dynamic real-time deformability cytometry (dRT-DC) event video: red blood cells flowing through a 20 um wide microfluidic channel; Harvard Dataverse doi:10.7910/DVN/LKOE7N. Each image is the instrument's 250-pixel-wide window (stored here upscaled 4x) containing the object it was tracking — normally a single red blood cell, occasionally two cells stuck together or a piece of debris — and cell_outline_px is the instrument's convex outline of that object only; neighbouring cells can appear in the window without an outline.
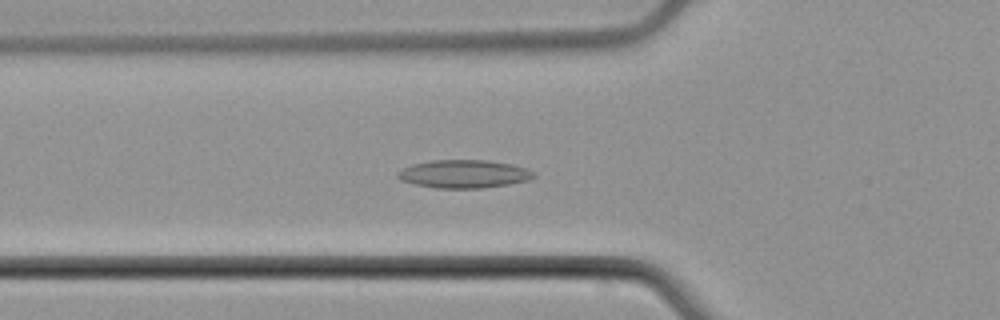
{"species": "common noctule bat (a hibernating species)", "species_latin": "Nyctalus noctula", "temperature_condition": "cold", "stored_images_in_passage": 43, "camera_frame_rate_fps": 3000, "um_per_image_px": 0.085, "animal": {"sex": "male", "body_mass_g": 21.5, "forearm_length_mm": 52.0}, "frame": {"image": 1, "passage_image": 15, "time_ms": 4.667, "image_size_px": [1000, 320], "cell_outline_px": [[536, 176], [528, 180], [508, 184], [480, 188], [436, 188], [416, 184], [400, 180], [396, 176], [396, 172], [412, 164], [432, 160], [488, 160], [512, 164], [536, 172]], "centroid_in_image_um": [39.42, 14.78], "position_along_channel_um": 86.4, "area_um2": 22.25}}
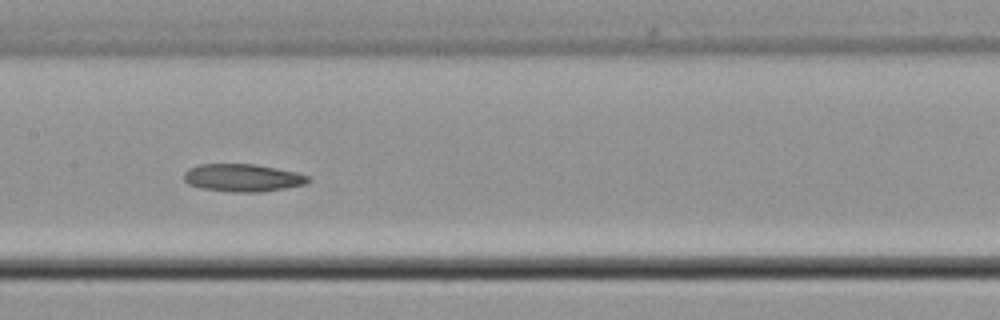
{"frame": {"image": 2, "passage_image": 23, "time_ms": 7.333, "image_size_px": [1000, 320], "cell_outline_px": [[312, 180], [304, 184], [284, 188], [260, 192], [232, 192], [200, 188], [188, 184], [184, 180], [184, 172], [188, 168], [200, 164], [252, 164], [276, 168], [296, 172], [312, 176]], "centroid_in_image_um": [20.63, 15.11], "position_along_channel_um": 186.8, "area_um2": 20.11}}
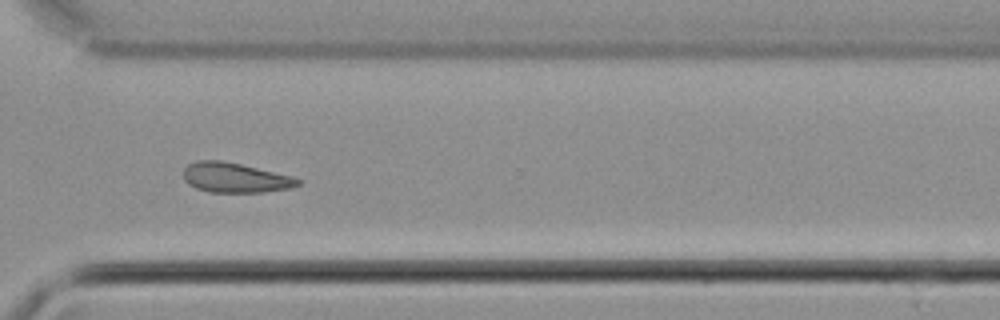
{"frame": {"image": 3, "passage_image": 36, "time_ms": 11.667, "image_size_px": [1000, 320], "cell_outline_px": [[300, 184], [288, 188], [264, 192], [208, 192], [196, 188], [188, 184], [184, 180], [184, 168], [188, 164], [196, 160], [220, 160], [240, 164], [292, 176], [300, 180]], "centroid_in_image_um": [19.94, 15.1], "position_along_channel_um": 350.7, "area_um2": 19.77}}